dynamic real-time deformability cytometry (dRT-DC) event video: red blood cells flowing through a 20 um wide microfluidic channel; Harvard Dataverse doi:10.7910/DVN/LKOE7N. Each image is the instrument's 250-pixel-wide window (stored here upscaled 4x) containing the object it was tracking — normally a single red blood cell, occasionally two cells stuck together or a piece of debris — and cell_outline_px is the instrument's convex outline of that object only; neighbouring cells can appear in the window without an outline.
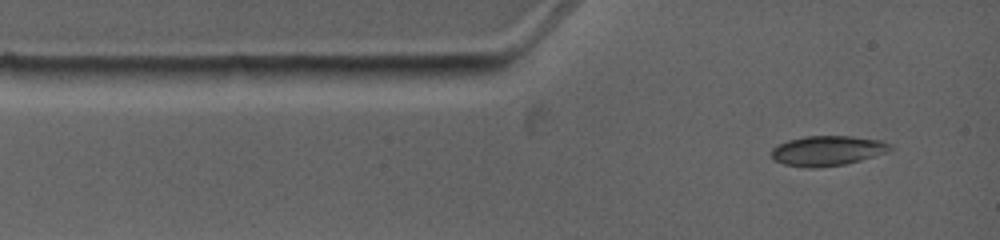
{"species": "common noctule bat (a hibernating species)", "species_latin": "Nyctalus noctula", "temperature_condition": "warm", "stored_images_in_passage": 5, "camera_frame_rate_fps": 4500, "um_per_image_px": 0.085, "animal": {"sex": "female", "body_mass_g": 19.0, "forearm_length_mm": 53.3}, "frame": {"image": 1, "passage_image": 1, "time_ms": 0.0, "image_size_px": [1000, 240], "cell_outline_px": [[892, 148], [884, 152], [860, 160], [844, 164], [816, 168], [808, 168], [784, 164], [772, 160], [772, 148], [788, 140], [804, 136], [852, 136], [880, 140], [892, 144]], "centroid_in_image_um": [70.29, 12.81], "position_along_channel_um": 14.7, "area_um2": 20.58}}
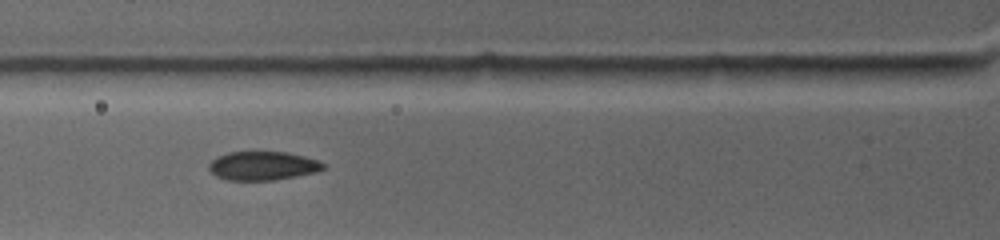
{"frame": {"image": 2, "passage_image": 4, "time_ms": 2.889, "image_size_px": [1000, 240], "cell_outline_px": [[328, 164], [324, 168], [316, 172], [276, 180], [224, 180], [216, 176], [208, 168], [208, 164], [216, 156], [228, 152], [288, 152], [320, 160]], "centroid_in_image_um": [22.35, 14.09], "position_along_channel_um": 103.4, "area_um2": 19.42}}
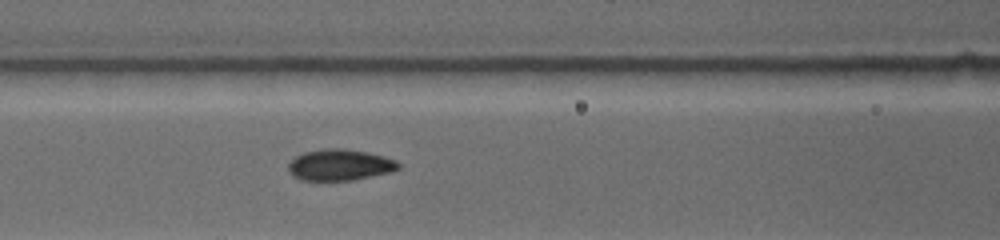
{"frame": {"image": 3, "passage_image": 5, "time_ms": 3.778, "image_size_px": [1000, 240], "cell_outline_px": [[400, 168], [392, 172], [352, 180], [300, 180], [292, 176], [288, 172], [288, 164], [296, 156], [304, 152], [320, 148], [344, 148], [368, 152], [384, 156], [396, 160], [400, 164]], "centroid_in_image_um": [28.88, 14.01], "position_along_channel_um": 137.7, "area_um2": 20.29}}